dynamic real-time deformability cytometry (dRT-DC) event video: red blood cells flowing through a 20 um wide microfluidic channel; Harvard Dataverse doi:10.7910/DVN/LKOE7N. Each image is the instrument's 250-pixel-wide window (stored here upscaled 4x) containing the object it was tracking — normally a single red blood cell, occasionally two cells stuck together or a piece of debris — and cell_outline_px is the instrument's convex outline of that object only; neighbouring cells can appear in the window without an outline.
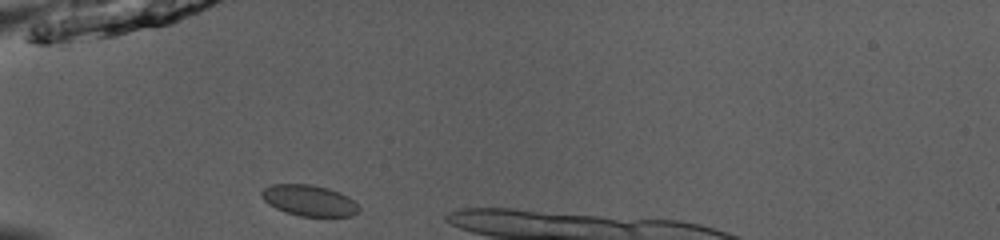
{"species": "common noctule bat (a hibernating species)", "species_latin": "Nyctalus noctula", "temperature_condition": "room temperature", "stored_images_in_passage": 8, "camera_frame_rate_fps": 3000, "um_per_image_px": 0.085, "animal": {"sex": "male", "body_mass_g": 13.0, "forearm_length_mm": 53.1}, "frame": {"image": 1, "passage_image": 1, "time_ms": 0.0, "image_size_px": [1000, 240], "cell_outline_px": [[360, 212], [352, 216], [300, 216], [284, 212], [276, 208], [264, 200], [260, 196], [260, 192], [264, 188], [272, 184], [312, 184], [328, 188], [340, 192], [348, 196], [360, 208]], "centroid_in_image_um": [26.28, 17.04], "position_along_channel_um": 58.7, "area_um2": 17.69}}
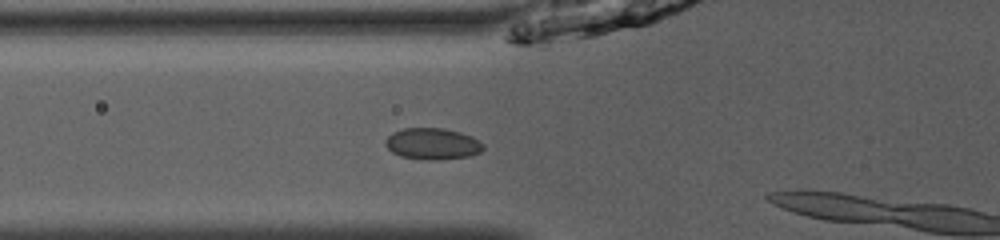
{"frame": {"image": 2, "passage_image": 4, "time_ms": 1.0, "image_size_px": [1000, 240], "cell_outline_px": [[484, 148], [480, 152], [468, 156], [436, 160], [428, 160], [400, 156], [392, 152], [384, 144], [384, 140], [392, 132], [404, 128], [444, 128], [460, 132], [472, 136], [480, 140], [484, 144]], "centroid_in_image_um": [36.76, 12.21], "position_along_channel_um": 89.0, "area_um2": 18.03}}
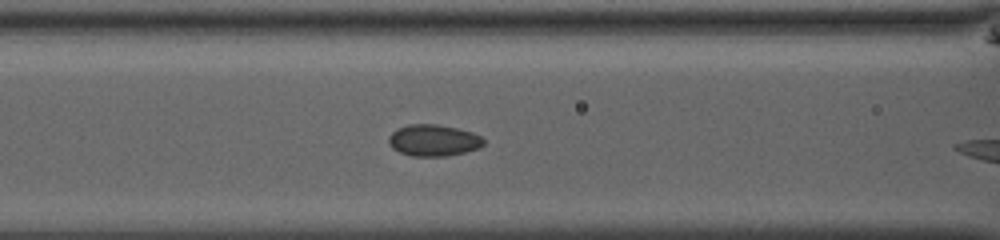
{"frame": {"image": 3, "passage_image": 7, "time_ms": 2.0, "image_size_px": [1000, 240], "cell_outline_px": [[484, 144], [480, 148], [464, 152], [444, 156], [412, 156], [400, 152], [392, 148], [388, 140], [388, 136], [396, 128], [408, 124], [436, 124], [456, 128], [472, 132], [480, 136], [484, 140]], "centroid_in_image_um": [36.82, 11.92], "position_along_channel_um": 129.8, "area_um2": 17.46}}